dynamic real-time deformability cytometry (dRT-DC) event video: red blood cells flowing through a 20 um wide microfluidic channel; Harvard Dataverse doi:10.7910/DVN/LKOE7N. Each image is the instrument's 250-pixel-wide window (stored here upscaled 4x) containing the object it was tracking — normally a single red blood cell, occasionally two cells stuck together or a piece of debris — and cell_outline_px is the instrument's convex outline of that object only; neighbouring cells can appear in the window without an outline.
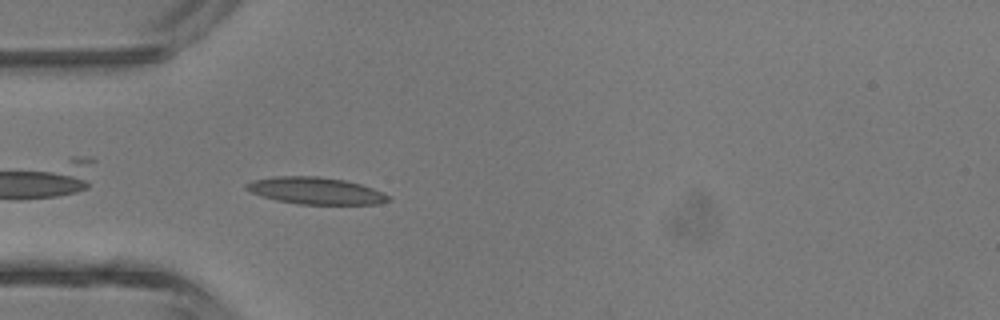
{"species": "common noctule bat (a hibernating species)", "species_latin": "Nyctalus noctula", "temperature_condition": "room temperature", "stored_images_in_passage": 5, "camera_frame_rate_fps": 3000, "um_per_image_px": 0.085, "animal": {"sex": "male", "body_mass_g": 13.3}, "frame": {"image": 1, "passage_image": 5, "time_ms": 5.333, "image_size_px": [1000, 320], "cell_outline_px": [[392, 200], [376, 204], [296, 204], [276, 200], [252, 192], [244, 188], [244, 184], [252, 180], [276, 176], [316, 176], [344, 180], [360, 184], [372, 188], [392, 196]], "centroid_in_image_um": [26.84, 16.21], "position_along_channel_um": 58.2, "area_um2": 22.25}}